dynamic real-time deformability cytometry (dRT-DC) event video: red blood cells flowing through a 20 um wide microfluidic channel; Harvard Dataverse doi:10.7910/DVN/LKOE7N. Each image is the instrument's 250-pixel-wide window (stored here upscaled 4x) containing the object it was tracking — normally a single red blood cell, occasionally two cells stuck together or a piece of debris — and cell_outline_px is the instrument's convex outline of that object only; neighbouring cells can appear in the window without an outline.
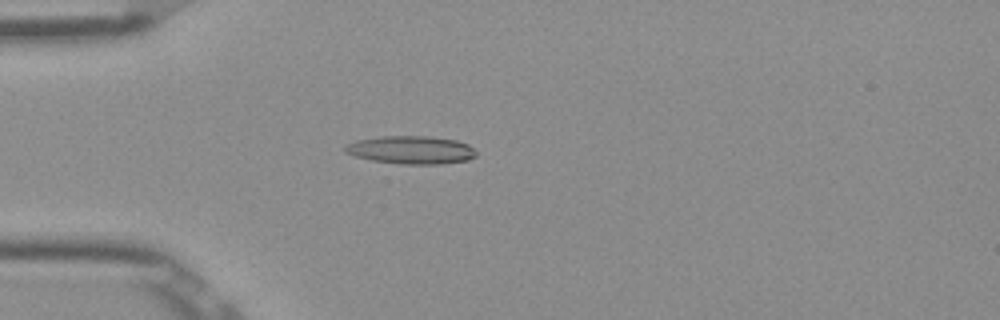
{"species": "Egyptian fruit bat (a non-hibernating species)", "species_latin": "Rousettus aegyptiacus", "temperature_condition": "room temperature", "stored_images_in_passage": 52, "camera_frame_rate_fps": 3000, "um_per_image_px": 0.085, "frame": {"image": 1, "passage_image": 15, "time_ms": 4.667, "image_size_px": [1000, 320], "cell_outline_px": [[476, 156], [468, 160], [440, 164], [400, 164], [372, 160], [356, 156], [344, 152], [344, 144], [356, 140], [380, 136], [428, 136], [456, 140], [468, 144], [476, 152]], "centroid_in_image_um": [34.92, 12.74], "position_along_channel_um": 50.1, "area_um2": 21.5}}
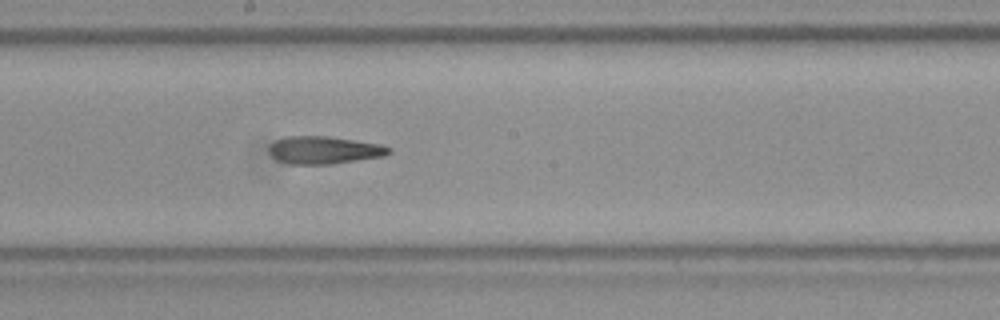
{"frame": {"image": 2, "passage_image": 29, "time_ms": 9.333, "image_size_px": [1000, 320], "cell_outline_px": [[392, 152], [384, 156], [332, 164], [288, 164], [276, 160], [268, 152], [268, 148], [276, 140], [284, 136], [328, 136], [380, 144], [392, 148]], "centroid_in_image_um": [27.53, 12.76], "position_along_channel_um": 220.7, "area_um2": 19.42}}
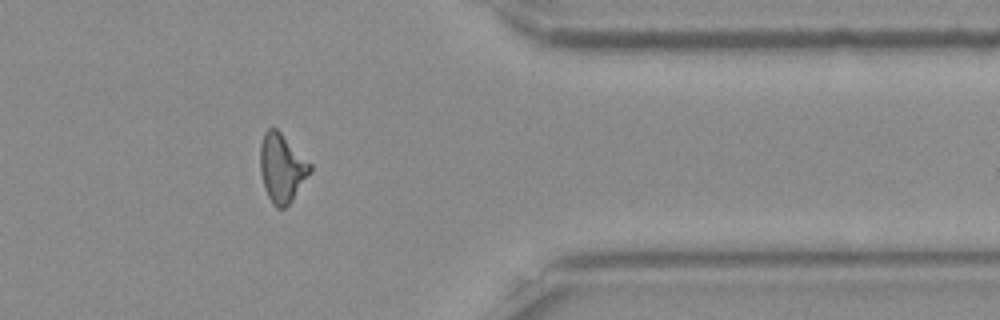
{"frame": {"image": 3, "passage_image": 43, "time_ms": 14.0, "image_size_px": [1000, 320], "cell_outline_px": [[312, 172], [292, 200], [284, 208], [276, 208], [272, 204], [264, 188], [260, 172], [260, 144], [264, 132], [268, 128], [276, 128], [312, 164]], "centroid_in_image_um": [23.96, 14.29], "position_along_channel_um": 387.4, "area_um2": 20.06}, "authors_computed_cell_mechanics": {"area_um2": 19.652, "velocity_mm_per_s": 3.9215, "shape_relaxation_time_tau1_ms": null, "shape_relaxation_time_tau2_ms": 8.4677, "deformation_change_tau1": null, "deformation_change_tau2": 0.2485}}